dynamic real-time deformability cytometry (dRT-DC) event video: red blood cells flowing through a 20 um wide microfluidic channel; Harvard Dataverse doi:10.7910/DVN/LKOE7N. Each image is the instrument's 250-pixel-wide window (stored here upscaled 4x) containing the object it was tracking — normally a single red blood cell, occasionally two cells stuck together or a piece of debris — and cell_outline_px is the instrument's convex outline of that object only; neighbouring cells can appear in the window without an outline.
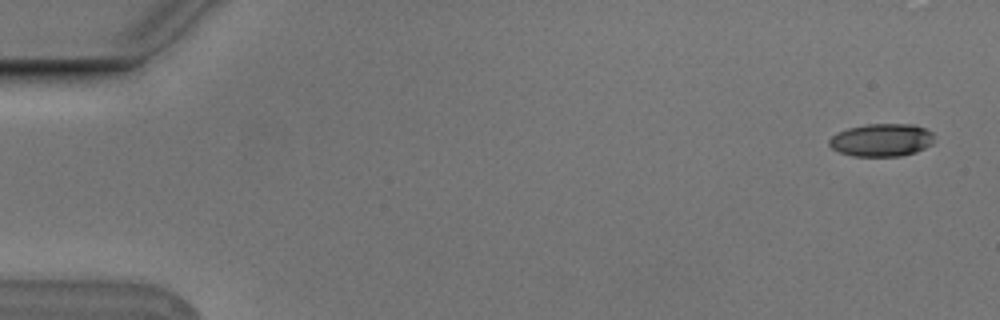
{"species": "Egyptian fruit bat (a non-hibernating species)", "species_latin": "Rousettus aegyptiacus", "temperature_condition": "cold", "stored_images_in_passage": 8, "camera_frame_rate_fps": 3000, "um_per_image_px": 0.085, "animal": {"sex": "male"}, "frame": {"image": 1, "passage_image": 1, "time_ms": 0.0, "image_size_px": [1000, 320], "cell_outline_px": [[932, 144], [916, 152], [900, 156], [852, 156], [840, 152], [832, 148], [828, 144], [828, 140], [836, 132], [848, 128], [864, 124], [912, 124], [924, 128], [932, 132]], "centroid_in_image_um": [74.9, 11.9], "position_along_channel_um": 10.1, "area_um2": 20.11}}
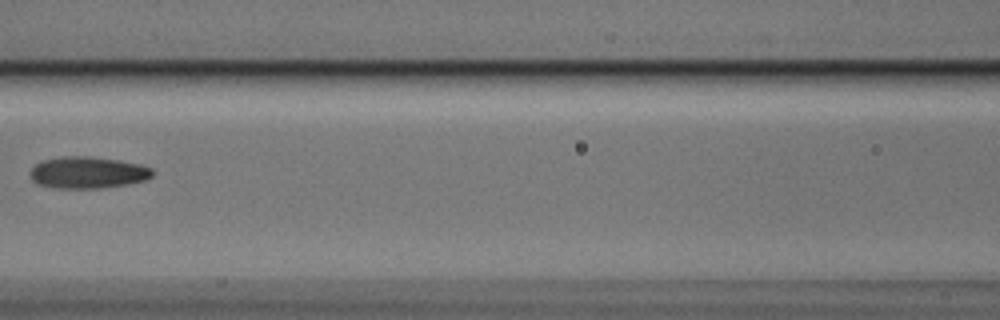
{"frame": {"image": 2, "passage_image": 7, "time_ms": 2.0, "image_size_px": [1000, 320], "cell_outline_px": [[152, 176], [144, 180], [128, 184], [100, 188], [56, 188], [40, 184], [32, 180], [32, 168], [40, 160], [64, 156], [92, 156], [120, 160], [140, 164], [152, 168]], "centroid_in_image_um": [7.48, 14.65], "position_along_channel_um": 159.1, "area_um2": 22.54}}
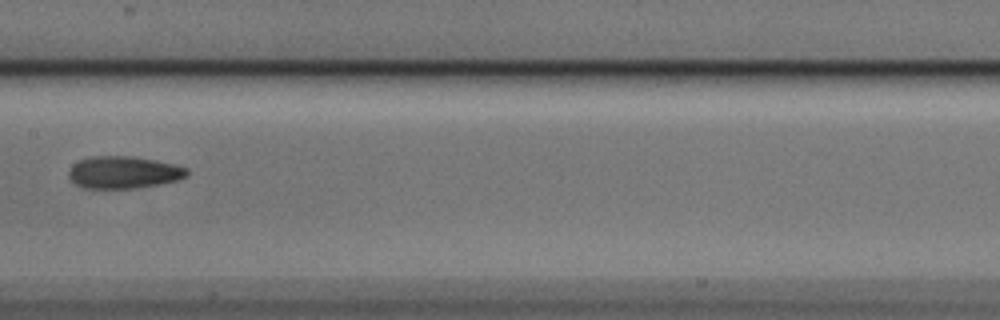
{"frame": {"image": 3, "passage_image": 8, "time_ms": 2.333, "image_size_px": [1000, 320], "cell_outline_px": [[188, 176], [180, 180], [160, 184], [136, 188], [84, 188], [76, 184], [68, 176], [68, 172], [72, 164], [80, 160], [92, 156], [132, 156], [156, 160], [176, 164], [188, 168]], "centroid_in_image_um": [10.55, 14.64], "position_along_channel_um": 196.9, "area_um2": 22.43}}